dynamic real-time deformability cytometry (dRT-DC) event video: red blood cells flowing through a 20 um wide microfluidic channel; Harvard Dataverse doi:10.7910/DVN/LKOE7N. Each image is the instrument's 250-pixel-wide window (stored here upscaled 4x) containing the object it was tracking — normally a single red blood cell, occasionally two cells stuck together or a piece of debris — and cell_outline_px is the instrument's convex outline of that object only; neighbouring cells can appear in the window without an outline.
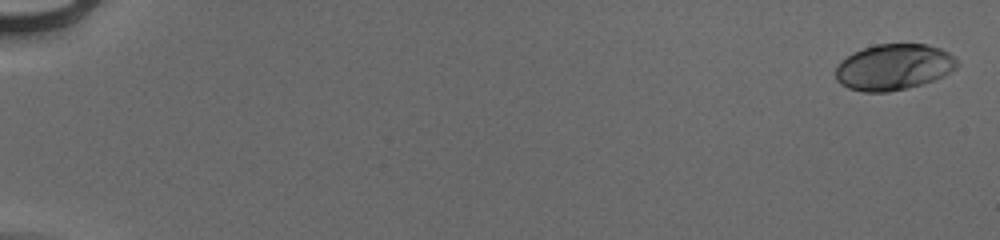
{"species": "human", "species_latin": "Homo sapiens", "temperature_condition": "cold", "stored_images_in_passage": 12, "camera_frame_rate_fps": 3000, "um_per_image_px": 0.085, "donor": {"sex": "male"}, "frame": {"image": 1, "passage_image": 2, "time_ms": 0.333, "image_size_px": [1000, 240], "cell_outline_px": [[960, 64], [956, 68], [944, 76], [908, 88], [888, 92], [864, 92], [848, 88], [840, 84], [836, 80], [836, 64], [840, 60], [852, 52], [876, 44], [928, 44], [940, 48], [948, 52]], "centroid_in_image_um": [75.94, 5.7], "position_along_channel_um": 9.1, "area_um2": 32.77}}